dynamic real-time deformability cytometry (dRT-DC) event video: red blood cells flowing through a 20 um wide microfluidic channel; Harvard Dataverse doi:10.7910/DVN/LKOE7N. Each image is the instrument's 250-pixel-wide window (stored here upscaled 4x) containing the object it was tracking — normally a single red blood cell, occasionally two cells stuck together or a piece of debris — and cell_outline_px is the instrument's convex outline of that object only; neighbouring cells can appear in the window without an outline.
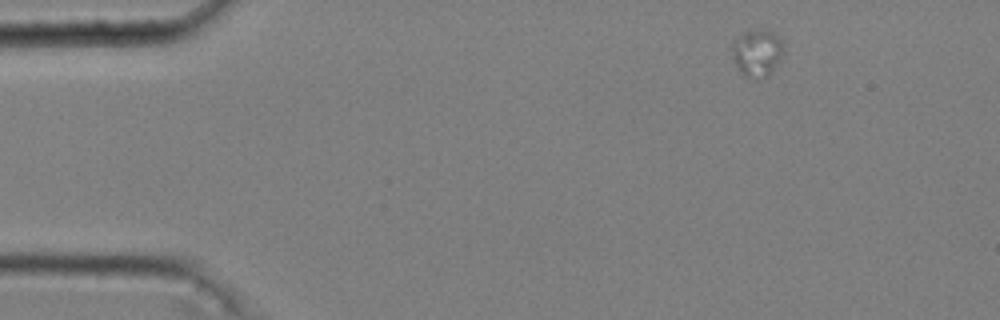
{"species": "common noctule bat (a hibernating species)", "species_latin": "Nyctalus noctula", "temperature_condition": "cold", "stored_images_in_passage": 30, "camera_frame_rate_fps": 3000, "um_per_image_px": 0.085, "animal": {"sex": "male", "body_mass_g": 20.4}, "frame": {"image": 1, "passage_image": 1, "time_ms": 0.0, "image_size_px": [1000, 320], "cell_outline_px": [[784, 44], [780, 60], [768, 76], [760, 80], [756, 80], [748, 76], [736, 64], [732, 56], [732, 40], [740, 32], [756, 28], [760, 28], [772, 32]], "centroid_in_image_um": [64.34, 4.45], "position_along_channel_um": 20.7, "area_um2": 14.28}}